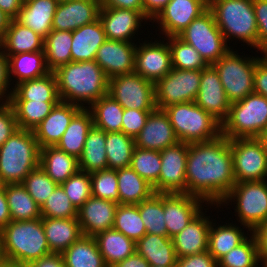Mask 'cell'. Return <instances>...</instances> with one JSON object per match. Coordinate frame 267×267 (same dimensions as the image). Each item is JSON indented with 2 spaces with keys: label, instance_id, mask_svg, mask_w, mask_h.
I'll return each instance as SVG.
<instances>
[{
  "label": "cell",
  "instance_id": "52a82bcc",
  "mask_svg": "<svg viewBox=\"0 0 267 267\" xmlns=\"http://www.w3.org/2000/svg\"><path fill=\"white\" fill-rule=\"evenodd\" d=\"M267 127V98L252 93L230 104L228 117L221 124L226 138H258Z\"/></svg>",
  "mask_w": 267,
  "mask_h": 267
},
{
  "label": "cell",
  "instance_id": "ac0fdd59",
  "mask_svg": "<svg viewBox=\"0 0 267 267\" xmlns=\"http://www.w3.org/2000/svg\"><path fill=\"white\" fill-rule=\"evenodd\" d=\"M137 48L133 42L106 39L97 50L95 61L104 71L108 79L130 74L135 69V52Z\"/></svg>",
  "mask_w": 267,
  "mask_h": 267
},
{
  "label": "cell",
  "instance_id": "9a60e30c",
  "mask_svg": "<svg viewBox=\"0 0 267 267\" xmlns=\"http://www.w3.org/2000/svg\"><path fill=\"white\" fill-rule=\"evenodd\" d=\"M144 41L137 45L134 72L144 79L156 83L172 69L171 52L168 41ZM147 42V43H146Z\"/></svg>",
  "mask_w": 267,
  "mask_h": 267
},
{
  "label": "cell",
  "instance_id": "09005b40",
  "mask_svg": "<svg viewBox=\"0 0 267 267\" xmlns=\"http://www.w3.org/2000/svg\"><path fill=\"white\" fill-rule=\"evenodd\" d=\"M0 51H2V39L0 38Z\"/></svg>",
  "mask_w": 267,
  "mask_h": 267
},
{
  "label": "cell",
  "instance_id": "7c38bea8",
  "mask_svg": "<svg viewBox=\"0 0 267 267\" xmlns=\"http://www.w3.org/2000/svg\"><path fill=\"white\" fill-rule=\"evenodd\" d=\"M201 70H179L172 68L155 83L157 109H165L174 104L193 102L200 88Z\"/></svg>",
  "mask_w": 267,
  "mask_h": 267
},
{
  "label": "cell",
  "instance_id": "11a10c76",
  "mask_svg": "<svg viewBox=\"0 0 267 267\" xmlns=\"http://www.w3.org/2000/svg\"><path fill=\"white\" fill-rule=\"evenodd\" d=\"M153 110L124 109L121 132L135 138Z\"/></svg>",
  "mask_w": 267,
  "mask_h": 267
},
{
  "label": "cell",
  "instance_id": "4dcf8cb0",
  "mask_svg": "<svg viewBox=\"0 0 267 267\" xmlns=\"http://www.w3.org/2000/svg\"><path fill=\"white\" fill-rule=\"evenodd\" d=\"M2 51L6 55L44 51V38L16 19H11L2 39Z\"/></svg>",
  "mask_w": 267,
  "mask_h": 267
},
{
  "label": "cell",
  "instance_id": "f35d334b",
  "mask_svg": "<svg viewBox=\"0 0 267 267\" xmlns=\"http://www.w3.org/2000/svg\"><path fill=\"white\" fill-rule=\"evenodd\" d=\"M222 225L219 226L218 224L217 226L211 221L209 230L208 252L216 261L241 244L249 234H245L242 228L236 226V223L235 225L232 223Z\"/></svg>",
  "mask_w": 267,
  "mask_h": 267
},
{
  "label": "cell",
  "instance_id": "7bdbcfd3",
  "mask_svg": "<svg viewBox=\"0 0 267 267\" xmlns=\"http://www.w3.org/2000/svg\"><path fill=\"white\" fill-rule=\"evenodd\" d=\"M9 103L14 109L18 127L34 131L59 102L9 100Z\"/></svg>",
  "mask_w": 267,
  "mask_h": 267
},
{
  "label": "cell",
  "instance_id": "e575fe53",
  "mask_svg": "<svg viewBox=\"0 0 267 267\" xmlns=\"http://www.w3.org/2000/svg\"><path fill=\"white\" fill-rule=\"evenodd\" d=\"M119 204L137 205L149 199L154 190L131 167L117 169Z\"/></svg>",
  "mask_w": 267,
  "mask_h": 267
},
{
  "label": "cell",
  "instance_id": "b9f144b4",
  "mask_svg": "<svg viewBox=\"0 0 267 267\" xmlns=\"http://www.w3.org/2000/svg\"><path fill=\"white\" fill-rule=\"evenodd\" d=\"M71 43V31L52 30L44 38L46 65L50 72L72 62Z\"/></svg>",
  "mask_w": 267,
  "mask_h": 267
},
{
  "label": "cell",
  "instance_id": "bcb514c9",
  "mask_svg": "<svg viewBox=\"0 0 267 267\" xmlns=\"http://www.w3.org/2000/svg\"><path fill=\"white\" fill-rule=\"evenodd\" d=\"M146 233L168 236L163 210V193H154L137 204Z\"/></svg>",
  "mask_w": 267,
  "mask_h": 267
},
{
  "label": "cell",
  "instance_id": "d6986e66",
  "mask_svg": "<svg viewBox=\"0 0 267 267\" xmlns=\"http://www.w3.org/2000/svg\"><path fill=\"white\" fill-rule=\"evenodd\" d=\"M221 124L228 117L230 102L212 65L201 70L200 88L194 101Z\"/></svg>",
  "mask_w": 267,
  "mask_h": 267
},
{
  "label": "cell",
  "instance_id": "8d00e7d4",
  "mask_svg": "<svg viewBox=\"0 0 267 267\" xmlns=\"http://www.w3.org/2000/svg\"><path fill=\"white\" fill-rule=\"evenodd\" d=\"M9 59L10 79L16 77V84L39 78L49 73L44 51L24 52L6 55Z\"/></svg>",
  "mask_w": 267,
  "mask_h": 267
},
{
  "label": "cell",
  "instance_id": "003e7915",
  "mask_svg": "<svg viewBox=\"0 0 267 267\" xmlns=\"http://www.w3.org/2000/svg\"><path fill=\"white\" fill-rule=\"evenodd\" d=\"M23 0H0V10L9 18L16 19L19 15Z\"/></svg>",
  "mask_w": 267,
  "mask_h": 267
},
{
  "label": "cell",
  "instance_id": "f907efd6",
  "mask_svg": "<svg viewBox=\"0 0 267 267\" xmlns=\"http://www.w3.org/2000/svg\"><path fill=\"white\" fill-rule=\"evenodd\" d=\"M21 184L40 207L59 185L40 166L33 169Z\"/></svg>",
  "mask_w": 267,
  "mask_h": 267
},
{
  "label": "cell",
  "instance_id": "ba28073f",
  "mask_svg": "<svg viewBox=\"0 0 267 267\" xmlns=\"http://www.w3.org/2000/svg\"><path fill=\"white\" fill-rule=\"evenodd\" d=\"M230 49L212 66L216 69L230 103L254 93V71L258 56L243 57Z\"/></svg>",
  "mask_w": 267,
  "mask_h": 267
},
{
  "label": "cell",
  "instance_id": "ffe728a7",
  "mask_svg": "<svg viewBox=\"0 0 267 267\" xmlns=\"http://www.w3.org/2000/svg\"><path fill=\"white\" fill-rule=\"evenodd\" d=\"M99 19L106 39L125 42H132L143 20H146L145 22L148 20L143 11L120 8H100Z\"/></svg>",
  "mask_w": 267,
  "mask_h": 267
},
{
  "label": "cell",
  "instance_id": "db71d44e",
  "mask_svg": "<svg viewBox=\"0 0 267 267\" xmlns=\"http://www.w3.org/2000/svg\"><path fill=\"white\" fill-rule=\"evenodd\" d=\"M60 185L77 210L92 196L91 176L85 171L79 170Z\"/></svg>",
  "mask_w": 267,
  "mask_h": 267
},
{
  "label": "cell",
  "instance_id": "d4e9b609",
  "mask_svg": "<svg viewBox=\"0 0 267 267\" xmlns=\"http://www.w3.org/2000/svg\"><path fill=\"white\" fill-rule=\"evenodd\" d=\"M211 221L210 216H205L202 210L172 238L177 257L194 255L208 250Z\"/></svg>",
  "mask_w": 267,
  "mask_h": 267
},
{
  "label": "cell",
  "instance_id": "03108f58",
  "mask_svg": "<svg viewBox=\"0 0 267 267\" xmlns=\"http://www.w3.org/2000/svg\"><path fill=\"white\" fill-rule=\"evenodd\" d=\"M170 0H143V14L150 21L154 20Z\"/></svg>",
  "mask_w": 267,
  "mask_h": 267
},
{
  "label": "cell",
  "instance_id": "6da1fadb",
  "mask_svg": "<svg viewBox=\"0 0 267 267\" xmlns=\"http://www.w3.org/2000/svg\"><path fill=\"white\" fill-rule=\"evenodd\" d=\"M235 183L228 138L221 134L209 141L188 143L187 194L218 207Z\"/></svg>",
  "mask_w": 267,
  "mask_h": 267
},
{
  "label": "cell",
  "instance_id": "8992f818",
  "mask_svg": "<svg viewBox=\"0 0 267 267\" xmlns=\"http://www.w3.org/2000/svg\"><path fill=\"white\" fill-rule=\"evenodd\" d=\"M179 142L209 141L221 135V123L194 101L166 107Z\"/></svg>",
  "mask_w": 267,
  "mask_h": 267
},
{
  "label": "cell",
  "instance_id": "e7e4bbea",
  "mask_svg": "<svg viewBox=\"0 0 267 267\" xmlns=\"http://www.w3.org/2000/svg\"><path fill=\"white\" fill-rule=\"evenodd\" d=\"M25 267H65V263L61 253L52 252L38 260L30 262Z\"/></svg>",
  "mask_w": 267,
  "mask_h": 267
},
{
  "label": "cell",
  "instance_id": "5b68a950",
  "mask_svg": "<svg viewBox=\"0 0 267 267\" xmlns=\"http://www.w3.org/2000/svg\"><path fill=\"white\" fill-rule=\"evenodd\" d=\"M216 24L228 44L236 38L258 50V28L253 0H213L209 4Z\"/></svg>",
  "mask_w": 267,
  "mask_h": 267
},
{
  "label": "cell",
  "instance_id": "f1b7e54d",
  "mask_svg": "<svg viewBox=\"0 0 267 267\" xmlns=\"http://www.w3.org/2000/svg\"><path fill=\"white\" fill-rule=\"evenodd\" d=\"M136 253L145 258L150 265L175 267L177 255L173 240L168 236L146 233L136 241Z\"/></svg>",
  "mask_w": 267,
  "mask_h": 267
},
{
  "label": "cell",
  "instance_id": "6125c7cd",
  "mask_svg": "<svg viewBox=\"0 0 267 267\" xmlns=\"http://www.w3.org/2000/svg\"><path fill=\"white\" fill-rule=\"evenodd\" d=\"M252 233L257 241L259 262L267 263V220L254 229Z\"/></svg>",
  "mask_w": 267,
  "mask_h": 267
},
{
  "label": "cell",
  "instance_id": "8fae6325",
  "mask_svg": "<svg viewBox=\"0 0 267 267\" xmlns=\"http://www.w3.org/2000/svg\"><path fill=\"white\" fill-rule=\"evenodd\" d=\"M235 182L267 180V150L258 138L230 139Z\"/></svg>",
  "mask_w": 267,
  "mask_h": 267
},
{
  "label": "cell",
  "instance_id": "681fc988",
  "mask_svg": "<svg viewBox=\"0 0 267 267\" xmlns=\"http://www.w3.org/2000/svg\"><path fill=\"white\" fill-rule=\"evenodd\" d=\"M130 167L153 186L159 180L161 169L160 151L135 147Z\"/></svg>",
  "mask_w": 267,
  "mask_h": 267
},
{
  "label": "cell",
  "instance_id": "be15d7a7",
  "mask_svg": "<svg viewBox=\"0 0 267 267\" xmlns=\"http://www.w3.org/2000/svg\"><path fill=\"white\" fill-rule=\"evenodd\" d=\"M101 8H120L143 11V0H100Z\"/></svg>",
  "mask_w": 267,
  "mask_h": 267
},
{
  "label": "cell",
  "instance_id": "7402d4cb",
  "mask_svg": "<svg viewBox=\"0 0 267 267\" xmlns=\"http://www.w3.org/2000/svg\"><path fill=\"white\" fill-rule=\"evenodd\" d=\"M100 0H73L58 3L52 30L71 31L99 18Z\"/></svg>",
  "mask_w": 267,
  "mask_h": 267
},
{
  "label": "cell",
  "instance_id": "2e32d148",
  "mask_svg": "<svg viewBox=\"0 0 267 267\" xmlns=\"http://www.w3.org/2000/svg\"><path fill=\"white\" fill-rule=\"evenodd\" d=\"M208 8L203 0H170L153 22L158 23L166 38L178 36Z\"/></svg>",
  "mask_w": 267,
  "mask_h": 267
},
{
  "label": "cell",
  "instance_id": "a7ac6f4b",
  "mask_svg": "<svg viewBox=\"0 0 267 267\" xmlns=\"http://www.w3.org/2000/svg\"><path fill=\"white\" fill-rule=\"evenodd\" d=\"M12 221L5 188H0V231Z\"/></svg>",
  "mask_w": 267,
  "mask_h": 267
},
{
  "label": "cell",
  "instance_id": "30bf717a",
  "mask_svg": "<svg viewBox=\"0 0 267 267\" xmlns=\"http://www.w3.org/2000/svg\"><path fill=\"white\" fill-rule=\"evenodd\" d=\"M178 37L194 47L208 65L216 63L231 49L209 8L194 19Z\"/></svg>",
  "mask_w": 267,
  "mask_h": 267
},
{
  "label": "cell",
  "instance_id": "979ff035",
  "mask_svg": "<svg viewBox=\"0 0 267 267\" xmlns=\"http://www.w3.org/2000/svg\"><path fill=\"white\" fill-rule=\"evenodd\" d=\"M262 267H267V263H261Z\"/></svg>",
  "mask_w": 267,
  "mask_h": 267
},
{
  "label": "cell",
  "instance_id": "680465c9",
  "mask_svg": "<svg viewBox=\"0 0 267 267\" xmlns=\"http://www.w3.org/2000/svg\"><path fill=\"white\" fill-rule=\"evenodd\" d=\"M175 267H218V263L207 250L194 255L177 257Z\"/></svg>",
  "mask_w": 267,
  "mask_h": 267
},
{
  "label": "cell",
  "instance_id": "2a66077c",
  "mask_svg": "<svg viewBox=\"0 0 267 267\" xmlns=\"http://www.w3.org/2000/svg\"><path fill=\"white\" fill-rule=\"evenodd\" d=\"M4 183H3V181L1 180V177H0V188H3L4 187Z\"/></svg>",
  "mask_w": 267,
  "mask_h": 267
},
{
  "label": "cell",
  "instance_id": "83f0119b",
  "mask_svg": "<svg viewBox=\"0 0 267 267\" xmlns=\"http://www.w3.org/2000/svg\"><path fill=\"white\" fill-rule=\"evenodd\" d=\"M41 218L49 249L53 253H62L83 235L77 217Z\"/></svg>",
  "mask_w": 267,
  "mask_h": 267
},
{
  "label": "cell",
  "instance_id": "11e5206c",
  "mask_svg": "<svg viewBox=\"0 0 267 267\" xmlns=\"http://www.w3.org/2000/svg\"><path fill=\"white\" fill-rule=\"evenodd\" d=\"M58 3H63V2H69V1H73V0H57Z\"/></svg>",
  "mask_w": 267,
  "mask_h": 267
},
{
  "label": "cell",
  "instance_id": "753ad0ef",
  "mask_svg": "<svg viewBox=\"0 0 267 267\" xmlns=\"http://www.w3.org/2000/svg\"><path fill=\"white\" fill-rule=\"evenodd\" d=\"M0 267H17V266L5 261L3 264L0 265Z\"/></svg>",
  "mask_w": 267,
  "mask_h": 267
},
{
  "label": "cell",
  "instance_id": "d590c367",
  "mask_svg": "<svg viewBox=\"0 0 267 267\" xmlns=\"http://www.w3.org/2000/svg\"><path fill=\"white\" fill-rule=\"evenodd\" d=\"M65 267H108L94 237L82 235L62 253Z\"/></svg>",
  "mask_w": 267,
  "mask_h": 267
},
{
  "label": "cell",
  "instance_id": "2644e50d",
  "mask_svg": "<svg viewBox=\"0 0 267 267\" xmlns=\"http://www.w3.org/2000/svg\"><path fill=\"white\" fill-rule=\"evenodd\" d=\"M11 18L0 10V38L3 39Z\"/></svg>",
  "mask_w": 267,
  "mask_h": 267
},
{
  "label": "cell",
  "instance_id": "ee69618b",
  "mask_svg": "<svg viewBox=\"0 0 267 267\" xmlns=\"http://www.w3.org/2000/svg\"><path fill=\"white\" fill-rule=\"evenodd\" d=\"M135 148V138L123 132H106L105 150L108 169L130 167Z\"/></svg>",
  "mask_w": 267,
  "mask_h": 267
},
{
  "label": "cell",
  "instance_id": "d6a6232c",
  "mask_svg": "<svg viewBox=\"0 0 267 267\" xmlns=\"http://www.w3.org/2000/svg\"><path fill=\"white\" fill-rule=\"evenodd\" d=\"M93 127V117L88 108H81L70 121L56 147L67 154L79 158L83 152L89 130Z\"/></svg>",
  "mask_w": 267,
  "mask_h": 267
},
{
  "label": "cell",
  "instance_id": "60d3db41",
  "mask_svg": "<svg viewBox=\"0 0 267 267\" xmlns=\"http://www.w3.org/2000/svg\"><path fill=\"white\" fill-rule=\"evenodd\" d=\"M88 109L93 126L105 132H121L124 108L109 94L95 101Z\"/></svg>",
  "mask_w": 267,
  "mask_h": 267
},
{
  "label": "cell",
  "instance_id": "484cf974",
  "mask_svg": "<svg viewBox=\"0 0 267 267\" xmlns=\"http://www.w3.org/2000/svg\"><path fill=\"white\" fill-rule=\"evenodd\" d=\"M57 0H25L16 20L45 38L52 31Z\"/></svg>",
  "mask_w": 267,
  "mask_h": 267
},
{
  "label": "cell",
  "instance_id": "836d02e7",
  "mask_svg": "<svg viewBox=\"0 0 267 267\" xmlns=\"http://www.w3.org/2000/svg\"><path fill=\"white\" fill-rule=\"evenodd\" d=\"M108 267H113L136 252V242L115 229H107L94 237Z\"/></svg>",
  "mask_w": 267,
  "mask_h": 267
},
{
  "label": "cell",
  "instance_id": "b9fcfbb0",
  "mask_svg": "<svg viewBox=\"0 0 267 267\" xmlns=\"http://www.w3.org/2000/svg\"><path fill=\"white\" fill-rule=\"evenodd\" d=\"M206 4H210L213 0H203Z\"/></svg>",
  "mask_w": 267,
  "mask_h": 267
},
{
  "label": "cell",
  "instance_id": "4fadbf2b",
  "mask_svg": "<svg viewBox=\"0 0 267 267\" xmlns=\"http://www.w3.org/2000/svg\"><path fill=\"white\" fill-rule=\"evenodd\" d=\"M108 94L124 109H156L155 83L135 72L110 78Z\"/></svg>",
  "mask_w": 267,
  "mask_h": 267
},
{
  "label": "cell",
  "instance_id": "8c879c8a",
  "mask_svg": "<svg viewBox=\"0 0 267 267\" xmlns=\"http://www.w3.org/2000/svg\"><path fill=\"white\" fill-rule=\"evenodd\" d=\"M258 139L264 145V148L267 150V127L261 132Z\"/></svg>",
  "mask_w": 267,
  "mask_h": 267
},
{
  "label": "cell",
  "instance_id": "91938a15",
  "mask_svg": "<svg viewBox=\"0 0 267 267\" xmlns=\"http://www.w3.org/2000/svg\"><path fill=\"white\" fill-rule=\"evenodd\" d=\"M10 82L9 59L3 51H0V103L9 102L13 92V90L9 89Z\"/></svg>",
  "mask_w": 267,
  "mask_h": 267
},
{
  "label": "cell",
  "instance_id": "9c48e42d",
  "mask_svg": "<svg viewBox=\"0 0 267 267\" xmlns=\"http://www.w3.org/2000/svg\"><path fill=\"white\" fill-rule=\"evenodd\" d=\"M232 201L237 204L235 212L238 222L252 232L267 220V180L235 183L218 206H228Z\"/></svg>",
  "mask_w": 267,
  "mask_h": 267
},
{
  "label": "cell",
  "instance_id": "94428289",
  "mask_svg": "<svg viewBox=\"0 0 267 267\" xmlns=\"http://www.w3.org/2000/svg\"><path fill=\"white\" fill-rule=\"evenodd\" d=\"M254 93L267 98V54L256 62L254 71Z\"/></svg>",
  "mask_w": 267,
  "mask_h": 267
},
{
  "label": "cell",
  "instance_id": "1f68e13d",
  "mask_svg": "<svg viewBox=\"0 0 267 267\" xmlns=\"http://www.w3.org/2000/svg\"><path fill=\"white\" fill-rule=\"evenodd\" d=\"M13 85L15 86L11 88L13 92L9 100L61 101L58 94L56 77L53 72Z\"/></svg>",
  "mask_w": 267,
  "mask_h": 267
},
{
  "label": "cell",
  "instance_id": "277c9868",
  "mask_svg": "<svg viewBox=\"0 0 267 267\" xmlns=\"http://www.w3.org/2000/svg\"><path fill=\"white\" fill-rule=\"evenodd\" d=\"M40 147L34 132L18 129L0 147V177L4 184L22 183L39 166Z\"/></svg>",
  "mask_w": 267,
  "mask_h": 267
},
{
  "label": "cell",
  "instance_id": "f546056e",
  "mask_svg": "<svg viewBox=\"0 0 267 267\" xmlns=\"http://www.w3.org/2000/svg\"><path fill=\"white\" fill-rule=\"evenodd\" d=\"M39 166L58 184L65 182L80 170L78 158L56 146L40 148Z\"/></svg>",
  "mask_w": 267,
  "mask_h": 267
},
{
  "label": "cell",
  "instance_id": "5bb4252c",
  "mask_svg": "<svg viewBox=\"0 0 267 267\" xmlns=\"http://www.w3.org/2000/svg\"><path fill=\"white\" fill-rule=\"evenodd\" d=\"M188 143L178 142L160 151L159 180L152 186L154 193H187L186 164Z\"/></svg>",
  "mask_w": 267,
  "mask_h": 267
},
{
  "label": "cell",
  "instance_id": "f6af8a7d",
  "mask_svg": "<svg viewBox=\"0 0 267 267\" xmlns=\"http://www.w3.org/2000/svg\"><path fill=\"white\" fill-rule=\"evenodd\" d=\"M172 68L179 70H203L208 64L199 52L178 36L168 37Z\"/></svg>",
  "mask_w": 267,
  "mask_h": 267
},
{
  "label": "cell",
  "instance_id": "6f0895ef",
  "mask_svg": "<svg viewBox=\"0 0 267 267\" xmlns=\"http://www.w3.org/2000/svg\"><path fill=\"white\" fill-rule=\"evenodd\" d=\"M258 28V51L267 54V0H253Z\"/></svg>",
  "mask_w": 267,
  "mask_h": 267
},
{
  "label": "cell",
  "instance_id": "cb8c5ba5",
  "mask_svg": "<svg viewBox=\"0 0 267 267\" xmlns=\"http://www.w3.org/2000/svg\"><path fill=\"white\" fill-rule=\"evenodd\" d=\"M80 106L60 101L34 129L39 147L56 146Z\"/></svg>",
  "mask_w": 267,
  "mask_h": 267
},
{
  "label": "cell",
  "instance_id": "e0dca14e",
  "mask_svg": "<svg viewBox=\"0 0 267 267\" xmlns=\"http://www.w3.org/2000/svg\"><path fill=\"white\" fill-rule=\"evenodd\" d=\"M205 201L187 193H163V210L169 238L181 232L202 210Z\"/></svg>",
  "mask_w": 267,
  "mask_h": 267
},
{
  "label": "cell",
  "instance_id": "603a6c76",
  "mask_svg": "<svg viewBox=\"0 0 267 267\" xmlns=\"http://www.w3.org/2000/svg\"><path fill=\"white\" fill-rule=\"evenodd\" d=\"M117 206L116 202L91 196L78 209L77 218L82 234L95 237L104 230L112 229Z\"/></svg>",
  "mask_w": 267,
  "mask_h": 267
},
{
  "label": "cell",
  "instance_id": "7dc6e473",
  "mask_svg": "<svg viewBox=\"0 0 267 267\" xmlns=\"http://www.w3.org/2000/svg\"><path fill=\"white\" fill-rule=\"evenodd\" d=\"M113 229L123 233L135 242L146 234L138 205L118 204Z\"/></svg>",
  "mask_w": 267,
  "mask_h": 267
},
{
  "label": "cell",
  "instance_id": "4316f807",
  "mask_svg": "<svg viewBox=\"0 0 267 267\" xmlns=\"http://www.w3.org/2000/svg\"><path fill=\"white\" fill-rule=\"evenodd\" d=\"M105 40L104 28L99 18L74 30L71 43L72 61H94L97 50Z\"/></svg>",
  "mask_w": 267,
  "mask_h": 267
},
{
  "label": "cell",
  "instance_id": "deb4b68c",
  "mask_svg": "<svg viewBox=\"0 0 267 267\" xmlns=\"http://www.w3.org/2000/svg\"><path fill=\"white\" fill-rule=\"evenodd\" d=\"M150 267H162V266H154V265H150Z\"/></svg>",
  "mask_w": 267,
  "mask_h": 267
},
{
  "label": "cell",
  "instance_id": "816d5d0a",
  "mask_svg": "<svg viewBox=\"0 0 267 267\" xmlns=\"http://www.w3.org/2000/svg\"><path fill=\"white\" fill-rule=\"evenodd\" d=\"M92 197L119 204L117 170L105 169L90 174Z\"/></svg>",
  "mask_w": 267,
  "mask_h": 267
},
{
  "label": "cell",
  "instance_id": "ab89813d",
  "mask_svg": "<svg viewBox=\"0 0 267 267\" xmlns=\"http://www.w3.org/2000/svg\"><path fill=\"white\" fill-rule=\"evenodd\" d=\"M5 193L12 221L41 218V207L30 196L21 183L5 184Z\"/></svg>",
  "mask_w": 267,
  "mask_h": 267
},
{
  "label": "cell",
  "instance_id": "89a4df30",
  "mask_svg": "<svg viewBox=\"0 0 267 267\" xmlns=\"http://www.w3.org/2000/svg\"><path fill=\"white\" fill-rule=\"evenodd\" d=\"M113 267H150V264L145 258L135 252L133 255L127 257Z\"/></svg>",
  "mask_w": 267,
  "mask_h": 267
},
{
  "label": "cell",
  "instance_id": "9f6ffc18",
  "mask_svg": "<svg viewBox=\"0 0 267 267\" xmlns=\"http://www.w3.org/2000/svg\"><path fill=\"white\" fill-rule=\"evenodd\" d=\"M19 129L15 112L9 102L0 103V147Z\"/></svg>",
  "mask_w": 267,
  "mask_h": 267
},
{
  "label": "cell",
  "instance_id": "c3c4849f",
  "mask_svg": "<svg viewBox=\"0 0 267 267\" xmlns=\"http://www.w3.org/2000/svg\"><path fill=\"white\" fill-rule=\"evenodd\" d=\"M217 263L218 267H258L260 262L254 234L250 232L249 237L222 256Z\"/></svg>",
  "mask_w": 267,
  "mask_h": 267
},
{
  "label": "cell",
  "instance_id": "3957f363",
  "mask_svg": "<svg viewBox=\"0 0 267 267\" xmlns=\"http://www.w3.org/2000/svg\"><path fill=\"white\" fill-rule=\"evenodd\" d=\"M2 254L6 262L25 267L52 253L45 236L42 218L11 221L0 231Z\"/></svg>",
  "mask_w": 267,
  "mask_h": 267
},
{
  "label": "cell",
  "instance_id": "f5cc1de1",
  "mask_svg": "<svg viewBox=\"0 0 267 267\" xmlns=\"http://www.w3.org/2000/svg\"><path fill=\"white\" fill-rule=\"evenodd\" d=\"M41 215L45 218H75L78 210L59 184L41 206Z\"/></svg>",
  "mask_w": 267,
  "mask_h": 267
},
{
  "label": "cell",
  "instance_id": "74e56055",
  "mask_svg": "<svg viewBox=\"0 0 267 267\" xmlns=\"http://www.w3.org/2000/svg\"><path fill=\"white\" fill-rule=\"evenodd\" d=\"M106 132L92 127L86 137L83 152L78 158L81 171L93 173L108 169L105 150Z\"/></svg>",
  "mask_w": 267,
  "mask_h": 267
},
{
  "label": "cell",
  "instance_id": "7a4b0ae2",
  "mask_svg": "<svg viewBox=\"0 0 267 267\" xmlns=\"http://www.w3.org/2000/svg\"><path fill=\"white\" fill-rule=\"evenodd\" d=\"M53 73L62 102L88 108L108 94L109 79L95 60L72 61ZM84 103L89 106H84Z\"/></svg>",
  "mask_w": 267,
  "mask_h": 267
},
{
  "label": "cell",
  "instance_id": "44dd1931",
  "mask_svg": "<svg viewBox=\"0 0 267 267\" xmlns=\"http://www.w3.org/2000/svg\"><path fill=\"white\" fill-rule=\"evenodd\" d=\"M179 142L168 114L163 109L153 110L145 126L135 137V147L162 151Z\"/></svg>",
  "mask_w": 267,
  "mask_h": 267
},
{
  "label": "cell",
  "instance_id": "34e18365",
  "mask_svg": "<svg viewBox=\"0 0 267 267\" xmlns=\"http://www.w3.org/2000/svg\"><path fill=\"white\" fill-rule=\"evenodd\" d=\"M5 262L3 254H2V247H1V240H0V265Z\"/></svg>",
  "mask_w": 267,
  "mask_h": 267
}]
</instances>
